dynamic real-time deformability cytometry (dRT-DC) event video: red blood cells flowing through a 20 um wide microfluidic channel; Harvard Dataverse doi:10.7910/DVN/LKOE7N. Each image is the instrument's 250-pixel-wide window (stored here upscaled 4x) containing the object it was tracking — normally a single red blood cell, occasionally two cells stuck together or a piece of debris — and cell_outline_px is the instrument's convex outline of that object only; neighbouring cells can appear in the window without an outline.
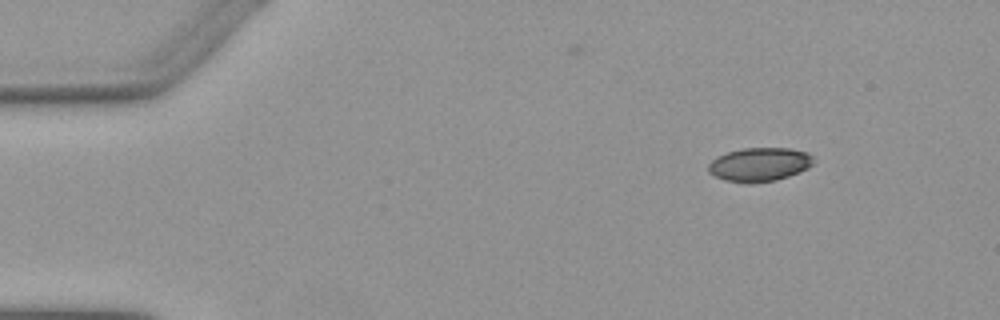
{"species": "Egyptian fruit bat (a non-hibernating species)", "species_latin": "Rousettus aegyptiacus", "temperature_condition": "warm", "stored_images_in_passage": 17, "camera_frame_rate_fps": 3000, "um_per_image_px": 0.085, "animal": {"sex": "female"}, "frame": {"image": 1, "passage_image": 1, "time_ms": 0.0, "image_size_px": [1000, 320], "cell_outline_px": [[812, 164], [808, 168], [800, 172], [776, 180], [748, 184], [724, 180], [708, 172], [708, 164], [716, 156], [728, 152], [744, 148], [792, 148], [808, 152], [812, 156]], "centroid_in_image_um": [64.55, 13.98], "position_along_channel_um": 20.5, "area_um2": 20.81}}
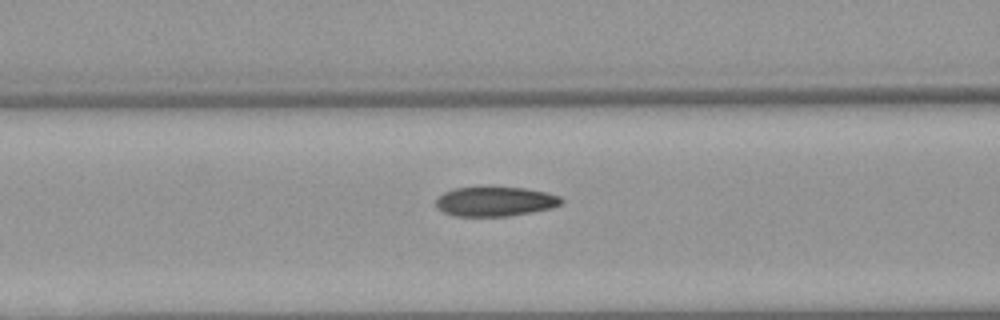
{"frame": {"image": 2, "passage_image": 16, "time_ms": 5.0, "image_size_px": [1000, 320], "cell_outline_px": [[564, 200], [560, 204], [552, 208], [532, 212], [508, 216], [456, 216], [444, 212], [436, 208], [436, 200], [444, 192], [456, 188], [480, 184], [528, 188], [548, 192], [560, 196]], "centroid_in_image_um": [42.1, 17.07], "position_along_channel_um": 124.5, "area_um2": 22.48}}